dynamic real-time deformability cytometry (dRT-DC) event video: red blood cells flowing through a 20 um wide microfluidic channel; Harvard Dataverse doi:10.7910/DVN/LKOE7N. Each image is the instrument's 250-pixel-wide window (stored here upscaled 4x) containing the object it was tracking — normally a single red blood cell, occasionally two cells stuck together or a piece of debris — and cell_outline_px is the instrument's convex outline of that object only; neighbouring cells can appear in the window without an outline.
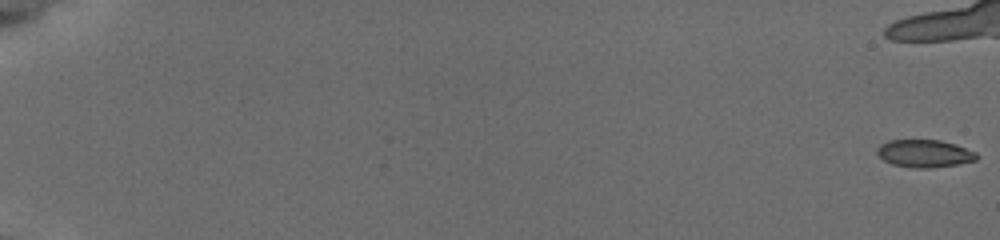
{"species": "common noctule bat (a hibernating species)", "species_latin": "Nyctalus noctula", "temperature_condition": "cold", "stored_images_in_passage": 52, "camera_frame_rate_fps": 3000, "um_per_image_px": 0.085, "animal": {"sex": "female", "body_mass_g": 19.5, "forearm_length_mm": 54.1}, "frame": {"image": 1, "passage_image": 1, "time_ms": 0.0, "image_size_px": [1000, 240], "cell_outline_px": [[976, 160], [956, 164], [928, 168], [916, 168], [892, 164], [884, 160], [876, 152], [876, 148], [880, 144], [888, 140], [940, 140], [976, 152]], "centroid_in_image_um": [78.52, 13.04], "position_along_channel_um": 6.5, "area_um2": 15.72}}
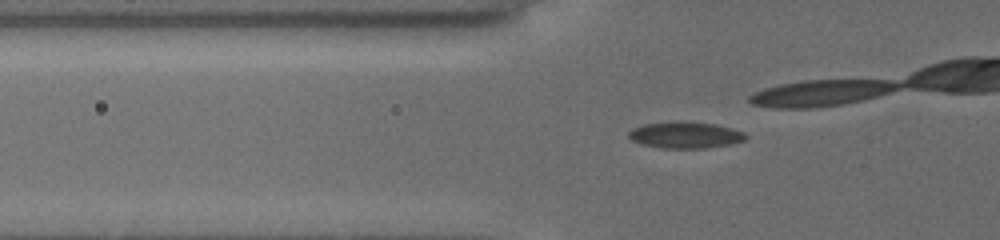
{"frame": {"image": 2, "passage_image": 32, "time_ms": 7.0, "image_size_px": [1000, 240], "cell_outline_px": [[748, 136], [744, 140], [728, 144], [704, 148], [660, 148], [640, 144], [632, 140], [628, 136], [628, 132], [632, 128], [644, 124], [672, 120], [688, 120], [716, 124], [732, 128], [744, 132]], "centroid_in_image_um": [58.21, 11.45], "position_along_channel_um": 67.6, "area_um2": 18.44}}